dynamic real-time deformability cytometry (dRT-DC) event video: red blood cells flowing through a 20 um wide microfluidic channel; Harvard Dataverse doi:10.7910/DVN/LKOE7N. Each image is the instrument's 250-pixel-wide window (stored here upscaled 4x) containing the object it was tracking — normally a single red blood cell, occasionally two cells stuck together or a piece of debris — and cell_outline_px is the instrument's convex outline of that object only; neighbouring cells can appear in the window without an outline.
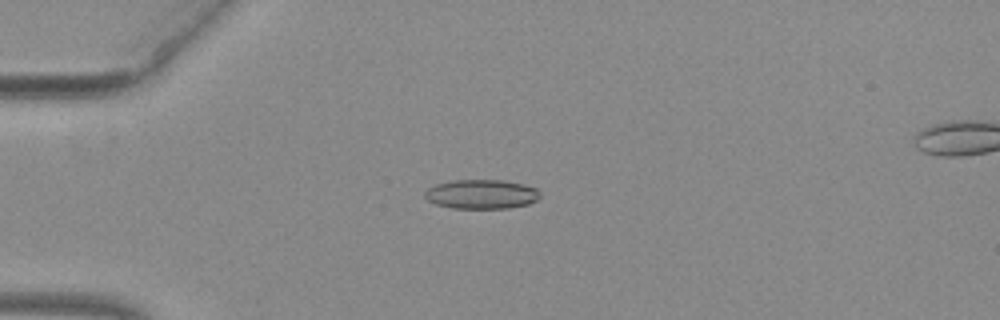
{"species": "common noctule bat (a hibernating species)", "species_latin": "Nyctalus noctula", "temperature_condition": "warm", "stored_images_in_passage": 42, "camera_frame_rate_fps": 3000, "um_per_image_px": 0.085, "animal": {"sex": "female", "body_mass_g": 29.2, "forearm_length_mm": 56.3}, "frame": {"image": 1, "passage_image": 4, "time_ms": 1.0, "image_size_px": [1000, 320], "cell_outline_px": [[540, 196], [536, 200], [528, 204], [508, 208], [452, 208], [436, 204], [428, 200], [424, 196], [424, 192], [428, 188], [436, 184], [452, 180], [504, 180], [524, 184], [536, 188], [540, 192]], "centroid_in_image_um": [40.92, 16.5], "position_along_channel_um": 44.1, "area_um2": 19.71}}
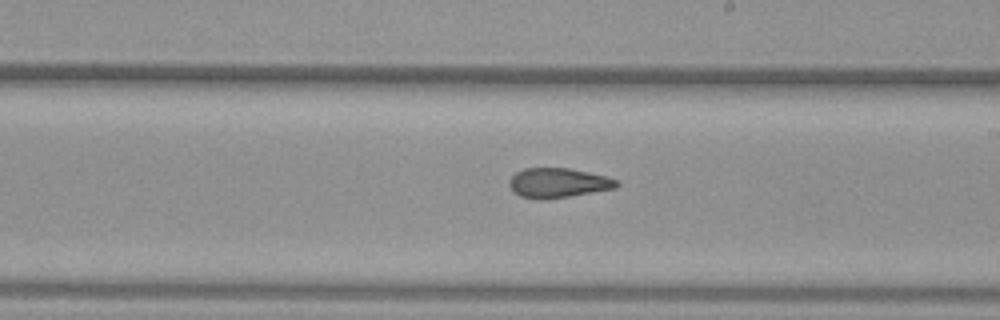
{"frame": {"image": 2, "passage_image": 21, "time_ms": 6.667, "image_size_px": [1000, 320], "cell_outline_px": [[620, 184], [616, 188], [544, 200], [536, 200], [520, 196], [512, 192], [508, 184], [508, 180], [516, 172], [524, 168], [568, 168], [608, 176], [620, 180]], "centroid_in_image_um": [47.42, 15.55], "position_along_channel_um": 241.6, "area_um2": 18.84}}
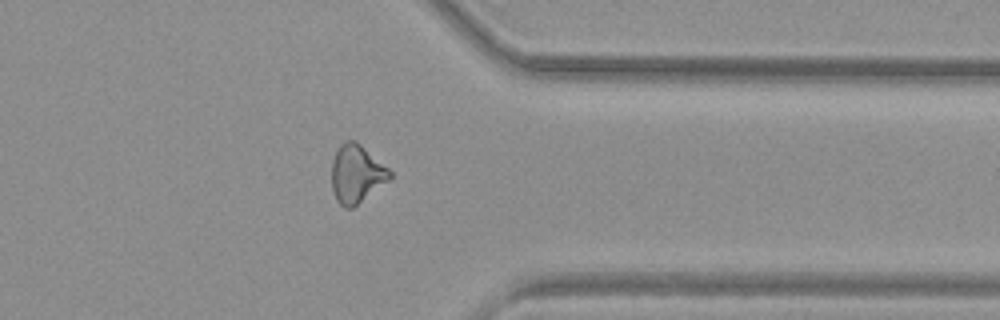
{"frame": {"image": 3, "passage_image": 32, "time_ms": 10.333, "image_size_px": [1000, 320], "cell_outline_px": [[392, 176], [388, 180], [352, 208], [344, 208], [336, 200], [332, 188], [332, 160], [340, 144], [348, 140], [356, 140], [388, 168], [392, 172]], "centroid_in_image_um": [30.28, 14.77], "position_along_channel_um": 381.1, "area_um2": 19.42}, "authors_computed_cell_mechanics": {"area_um2": 19.1896, "velocity_mm_per_s": 3.9759, "shape_relaxation_time_tau1_ms": 10.8181, "shape_relaxation_time_tau2_ms": 2.0039, "deformation_change_tau1": 0.2548, "deformation_change_tau2": 0.0961}}